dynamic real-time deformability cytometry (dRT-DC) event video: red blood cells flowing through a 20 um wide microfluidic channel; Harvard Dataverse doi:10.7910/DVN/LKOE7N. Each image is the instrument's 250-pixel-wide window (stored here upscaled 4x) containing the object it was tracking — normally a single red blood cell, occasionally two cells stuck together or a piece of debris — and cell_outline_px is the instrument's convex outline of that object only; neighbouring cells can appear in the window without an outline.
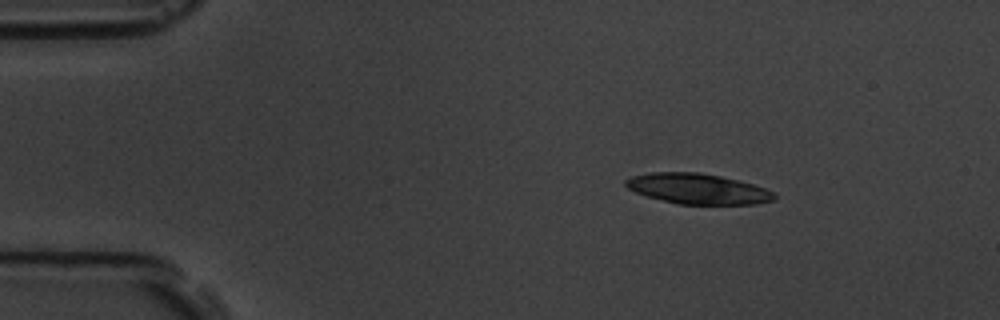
{"species": "common noctule bat (a hibernating species)", "species_latin": "Nyctalus noctula", "temperature_condition": "room temperature", "stored_images_in_passage": 3, "camera_frame_rate_fps": 3000, "um_per_image_px": 0.085, "animal": {"sex": "male", "body_mass_g": 19.5, "forearm_length_mm": 54.6}, "frame": {"image": 1, "passage_image": 1, "time_ms": 0.0, "image_size_px": [1000, 320], "cell_outline_px": [[776, 196], [772, 200], [756, 204], [676, 204], [648, 196], [636, 192], [628, 188], [624, 184], [624, 180], [632, 176], [652, 172], [696, 172], [720, 176], [752, 184], [764, 188], [772, 192]], "centroid_in_image_um": [59.27, 16.04], "position_along_channel_um": 25.7, "area_um2": 26.01}}